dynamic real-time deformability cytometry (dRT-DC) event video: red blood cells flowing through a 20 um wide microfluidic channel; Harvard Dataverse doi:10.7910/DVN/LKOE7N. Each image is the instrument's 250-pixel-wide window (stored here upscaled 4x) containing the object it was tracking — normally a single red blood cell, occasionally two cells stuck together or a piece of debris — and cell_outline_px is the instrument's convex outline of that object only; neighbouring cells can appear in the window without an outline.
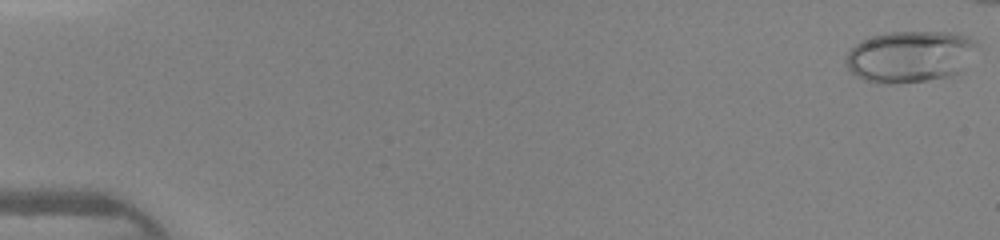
{"species": "human", "species_latin": "Homo sapiens", "temperature_condition": "warm", "stored_images_in_passage": 42, "camera_frame_rate_fps": 3000, "um_per_image_px": 0.085, "donor": {"sex": "female"}, "frame": {"image": 1, "passage_image": 1, "time_ms": 0.0, "image_size_px": [1000, 240], "cell_outline_px": [[980, 48], [960, 72], [948, 76], [924, 80], [888, 84], [864, 80], [856, 76], [848, 68], [844, 60], [848, 52], [860, 40], [872, 36], [888, 32], [956, 32], [968, 36], [976, 40]], "centroid_in_image_um": [77.39, 4.78], "position_along_channel_um": 7.6, "area_um2": 39.71}}
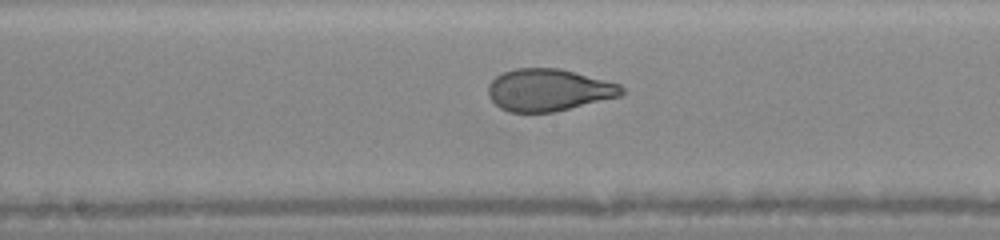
{"frame": {"image": 2, "passage_image": 25, "time_ms": 8.0, "image_size_px": [1000, 240], "cell_outline_px": [[624, 92], [620, 96], [552, 112], [508, 112], [500, 108], [488, 96], [488, 84], [496, 76], [504, 72], [516, 68], [560, 68], [620, 84], [624, 88]], "centroid_in_image_um": [46.61, 7.64], "position_along_channel_um": 201.6, "area_um2": 32.6}}
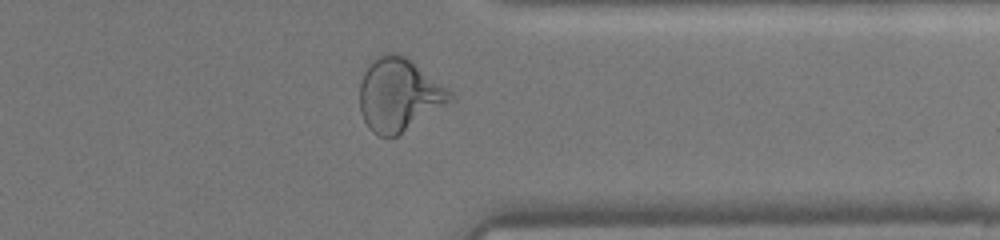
{"frame": {"image": 3, "passage_image": 37, "time_ms": 12.0, "image_size_px": [1000, 240], "cell_outline_px": [[456, 100], [396, 136], [380, 136], [372, 132], [368, 128], [360, 112], [360, 80], [368, 64], [376, 56], [388, 52], [396, 52], [404, 56], [448, 88], [456, 96]], "centroid_in_image_um": [33.92, 8.06], "position_along_channel_um": 377.5, "area_um2": 38.67}}